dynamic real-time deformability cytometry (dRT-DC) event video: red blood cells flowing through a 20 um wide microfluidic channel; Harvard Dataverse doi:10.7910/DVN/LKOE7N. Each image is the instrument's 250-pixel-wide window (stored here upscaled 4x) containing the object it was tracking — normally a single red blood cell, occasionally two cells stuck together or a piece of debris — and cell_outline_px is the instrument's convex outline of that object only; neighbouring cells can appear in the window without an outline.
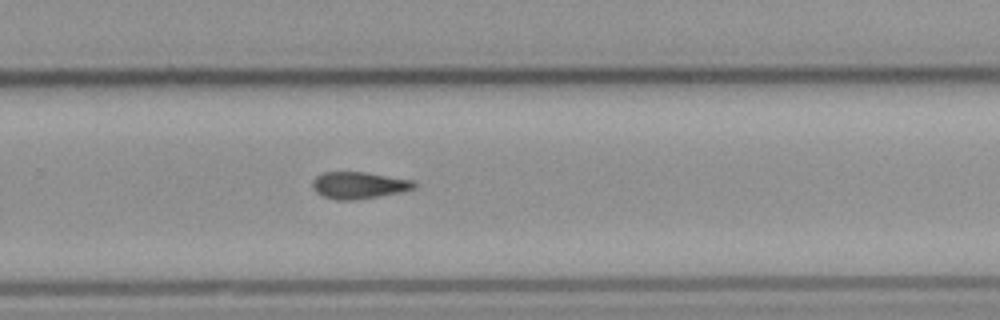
{"species": "common noctule bat (a hibernating species)", "species_latin": "Nyctalus noctula", "temperature_condition": "cold", "stored_images_in_passage": 45, "camera_frame_rate_fps": 3000, "um_per_image_px": 0.085, "animal": {"sex": "male", "body_mass_g": 23.1, "forearm_length_mm": 52.7}, "frame": {"image": 1, "passage_image": 27, "time_ms": 8.667, "image_size_px": [1000, 320], "cell_outline_px": [[416, 188], [400, 192], [352, 200], [336, 200], [324, 196], [316, 192], [312, 188], [312, 180], [316, 176], [324, 172], [364, 172], [412, 180], [416, 184]], "centroid_in_image_um": [30.46, 15.74], "position_along_channel_um": 299.3, "area_um2": 15.72}}
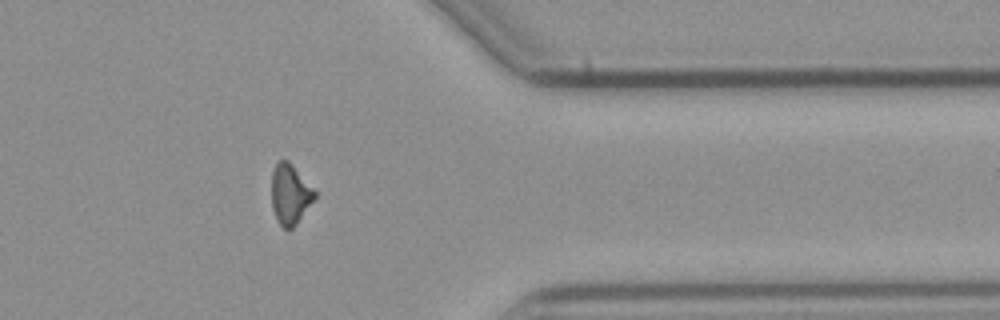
{"frame": {"image": 2, "passage_image": 35, "time_ms": 11.333, "image_size_px": [1000, 320], "cell_outline_px": [[320, 192], [296, 224], [288, 232], [276, 220], [272, 208], [272, 172], [276, 164], [280, 160], [288, 160]], "centroid_in_image_um": [24.7, 16.51], "position_along_channel_um": 386.7, "area_um2": 15.55}}
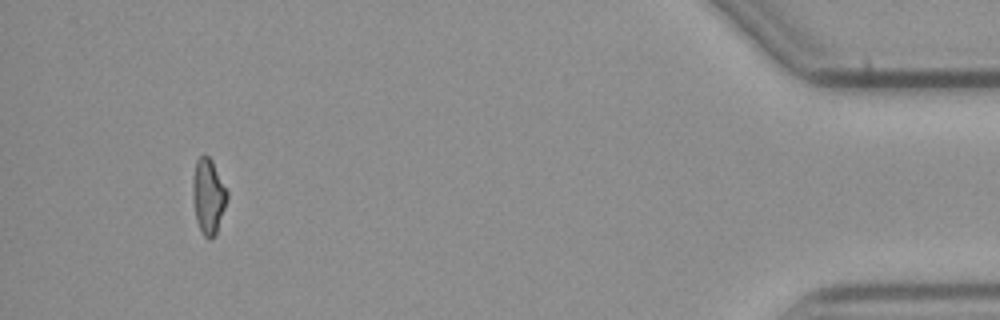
{"frame": {"image": 3, "passage_image": 42, "time_ms": 13.667, "image_size_px": [1000, 320], "cell_outline_px": [[228, 196], [216, 236], [212, 240], [208, 240], [204, 236], [196, 220], [192, 196], [192, 180], [196, 160], [204, 152], [212, 160], [228, 192]], "centroid_in_image_um": [17.7, 16.68], "position_along_channel_um": 417.5, "area_um2": 15.32}}